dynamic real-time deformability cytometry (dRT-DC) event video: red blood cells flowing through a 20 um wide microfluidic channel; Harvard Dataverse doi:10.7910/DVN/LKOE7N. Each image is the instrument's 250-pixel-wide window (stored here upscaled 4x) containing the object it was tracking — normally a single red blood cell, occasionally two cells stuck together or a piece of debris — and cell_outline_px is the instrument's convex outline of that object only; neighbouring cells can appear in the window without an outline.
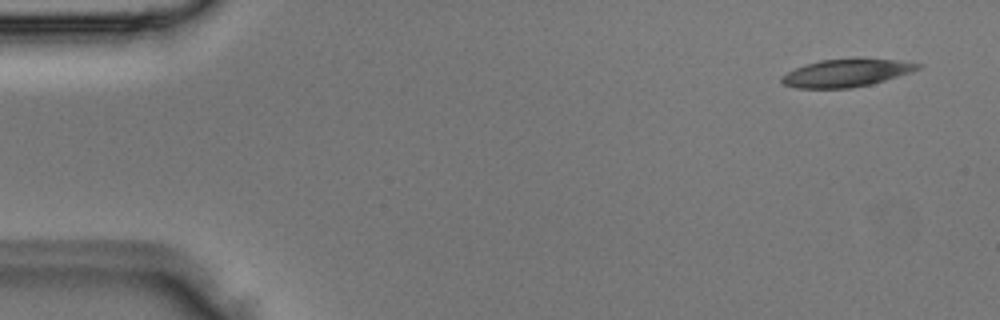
{"species": "Egyptian fruit bat (a non-hibernating species)", "species_latin": "Rousettus aegyptiacus", "temperature_condition": "room temperature", "stored_images_in_passage": 4, "camera_frame_rate_fps": 3000, "um_per_image_px": 0.085, "animal": {"sex": "male"}, "frame": {"image": 1, "passage_image": 1, "time_ms": 0.0, "image_size_px": [1000, 320], "cell_outline_px": [[924, 64], [920, 68], [912, 72], [872, 84], [852, 88], [796, 88], [784, 84], [780, 80], [780, 76], [804, 64], [820, 60], [856, 56], [900, 60]], "centroid_in_image_um": [71.99, 6.16], "position_along_channel_um": 13.0, "area_um2": 22.77}}